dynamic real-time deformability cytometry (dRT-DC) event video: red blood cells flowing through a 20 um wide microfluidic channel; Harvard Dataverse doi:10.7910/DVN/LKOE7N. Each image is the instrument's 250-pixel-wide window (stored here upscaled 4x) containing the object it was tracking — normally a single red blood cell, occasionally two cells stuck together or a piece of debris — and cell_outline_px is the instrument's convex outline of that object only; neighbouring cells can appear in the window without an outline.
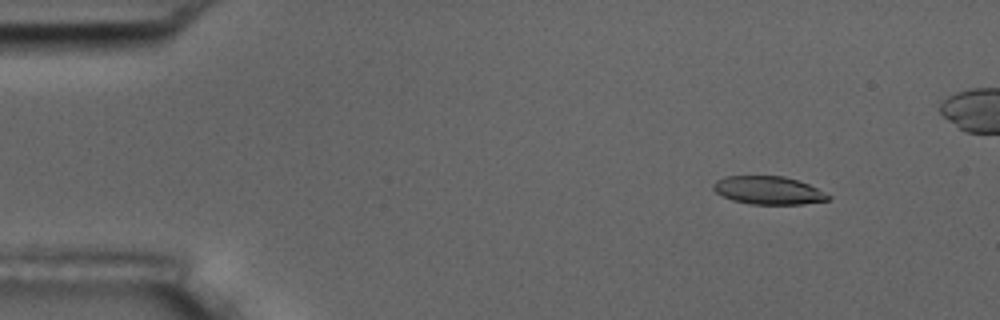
{"species": "common noctule bat (a hibernating species)", "species_latin": "Nyctalus noctula", "temperature_condition": "room temperature", "stored_images_in_passage": 6, "camera_frame_rate_fps": 3000, "um_per_image_px": 0.085, "animal": {"sex": "male", "body_mass_g": 17.5, "forearm_length_mm": 52.3}, "frame": {"image": 1, "passage_image": 2, "time_ms": 0.333, "image_size_px": [1000, 320], "cell_outline_px": [[832, 196], [828, 200], [804, 204], [752, 204], [732, 200], [716, 192], [712, 188], [712, 184], [716, 180], [724, 176], [784, 176], [808, 184]], "centroid_in_image_um": [65.29, 16.17], "position_along_channel_um": 19.7, "area_um2": 18.73}}